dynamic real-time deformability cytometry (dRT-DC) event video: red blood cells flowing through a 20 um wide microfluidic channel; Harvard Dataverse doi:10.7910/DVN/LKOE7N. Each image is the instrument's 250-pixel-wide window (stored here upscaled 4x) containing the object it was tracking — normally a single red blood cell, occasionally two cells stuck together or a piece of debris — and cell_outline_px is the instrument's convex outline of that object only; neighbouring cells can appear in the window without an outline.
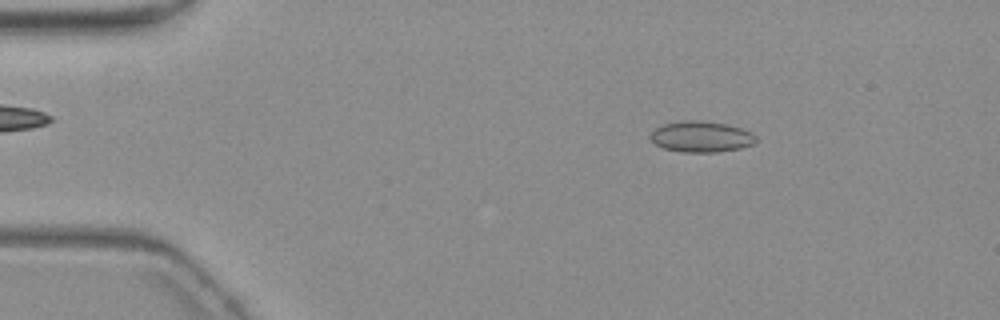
{"species": "common noctule bat (a hibernating species)", "species_latin": "Nyctalus noctula", "temperature_condition": "warm", "stored_images_in_passage": 3, "camera_frame_rate_fps": 3000, "um_per_image_px": 0.085, "animal": {"sex": "female", "body_mass_g": 19.3, "forearm_length_mm": 54.1}, "frame": {"image": 1, "passage_image": 1, "time_ms": 0.0, "image_size_px": [1000, 320], "cell_outline_px": [[756, 140], [752, 144], [740, 148], [716, 152], [680, 152], [664, 148], [656, 144], [648, 136], [656, 128], [664, 124], [680, 120], [704, 120], [724, 124], [740, 128], [752, 132], [756, 136]], "centroid_in_image_um": [59.58, 11.61], "position_along_channel_um": 25.4, "area_um2": 19.02}}